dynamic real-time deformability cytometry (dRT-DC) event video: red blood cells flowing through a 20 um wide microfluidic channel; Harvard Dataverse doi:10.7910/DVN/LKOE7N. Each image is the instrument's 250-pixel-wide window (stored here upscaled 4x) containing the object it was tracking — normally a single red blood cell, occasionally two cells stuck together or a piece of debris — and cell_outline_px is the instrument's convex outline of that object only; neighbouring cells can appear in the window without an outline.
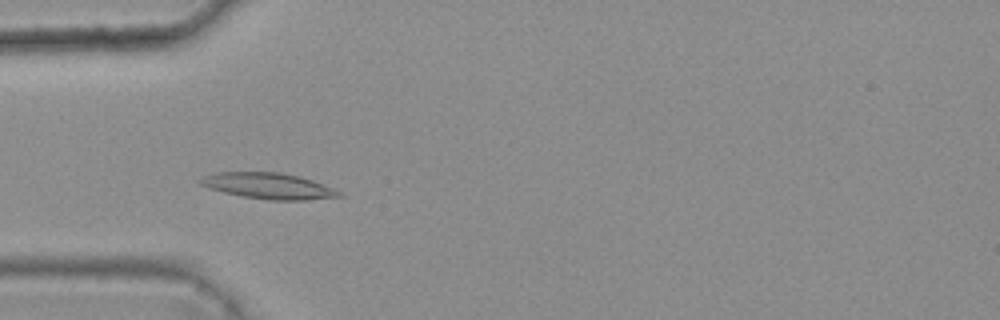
{"species": "common noctule bat (a hibernating species)", "species_latin": "Nyctalus noctula", "temperature_condition": "warm", "stored_images_in_passage": 42, "camera_frame_rate_fps": 3000, "um_per_image_px": 0.085, "animal": {"sex": "female", "body_mass_g": 25.1}, "frame": {"image": 1, "passage_image": 14, "time_ms": 4.333, "image_size_px": [1000, 320], "cell_outline_px": [[344, 196], [308, 200], [268, 200], [244, 196], [224, 192], [208, 188], [200, 184], [196, 180], [200, 176], [216, 172], [280, 172], [300, 176], [312, 180], [332, 188], [340, 192]], "centroid_in_image_um": [22.77, 15.79], "position_along_channel_um": 62.2, "area_um2": 21.1}}
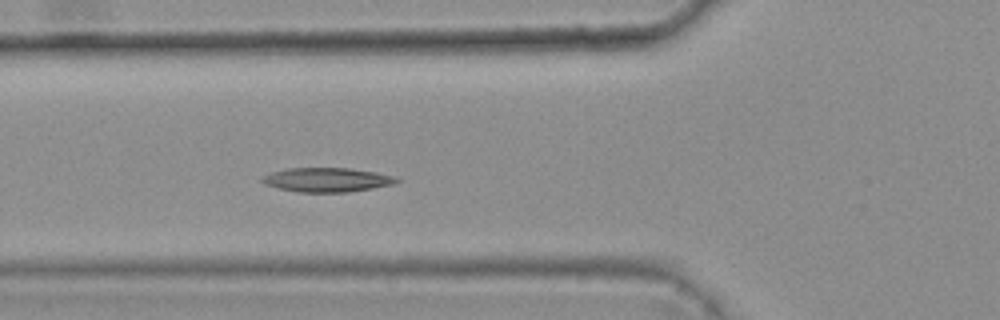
{"frame": {"image": 2, "passage_image": 17, "time_ms": 5.333, "image_size_px": [1000, 320], "cell_outline_px": [[400, 180], [396, 184], [348, 192], [296, 192], [264, 184], [260, 180], [264, 176], [272, 172], [288, 168], [348, 168], [376, 172], [396, 176]], "centroid_in_image_um": [27.83, 15.28], "position_along_channel_um": 98.0, "area_um2": 18.96}}
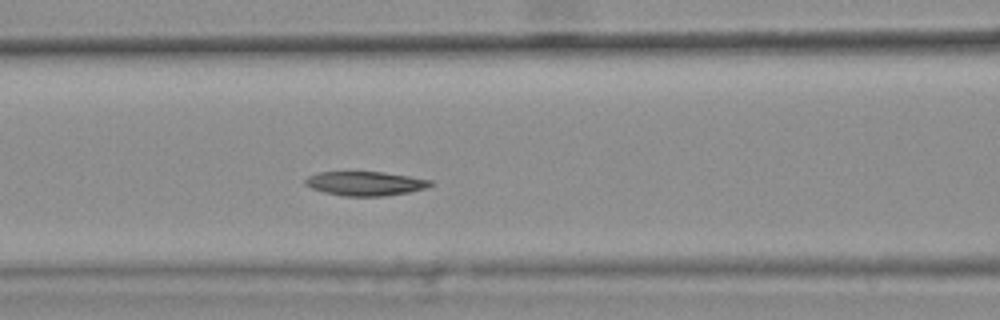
{"frame": {"image": 3, "passage_image": 20, "time_ms": 6.333, "image_size_px": [1000, 320], "cell_outline_px": [[436, 184], [424, 188], [408, 192], [384, 196], [344, 196], [324, 192], [312, 188], [304, 184], [304, 180], [308, 176], [320, 172], [384, 172], [432, 180]], "centroid_in_image_um": [31.05, 15.6], "position_along_channel_um": 135.5, "area_um2": 17.57}, "authors_computed_cell_mechanics": {"area_um2": 18.6694, "velocity_mm_per_s": 3.7377, "shape_relaxation_time_tau1_ms": 7.2907, "shape_relaxation_time_tau2_ms": 7.8909, "deformation_change_tau1": 0.1594, "deformation_change_tau2": 0.124}}